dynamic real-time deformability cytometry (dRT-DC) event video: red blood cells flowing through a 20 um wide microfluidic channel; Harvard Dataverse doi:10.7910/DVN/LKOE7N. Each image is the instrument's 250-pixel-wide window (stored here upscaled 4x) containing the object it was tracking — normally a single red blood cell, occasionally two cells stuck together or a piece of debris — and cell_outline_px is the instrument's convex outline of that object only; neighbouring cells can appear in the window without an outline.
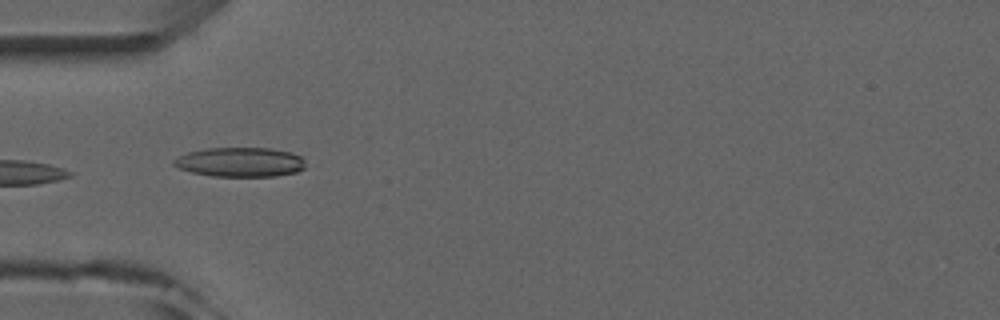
{"species": "common noctule bat (a hibernating species)", "species_latin": "Nyctalus noctula", "temperature_condition": "room temperature", "stored_images_in_passage": 8, "camera_frame_rate_fps": 3000, "um_per_image_px": 0.085, "animal": {"sex": "male", "forearm_length_mm": 52.5}, "frame": {"image": 1, "passage_image": 5, "time_ms": 4.667, "image_size_px": [1000, 320], "cell_outline_px": [[304, 168], [296, 172], [276, 176], [212, 176], [192, 172], [180, 168], [172, 164], [172, 160], [188, 152], [208, 148], [268, 148], [288, 152], [300, 156], [304, 160]], "centroid_in_image_um": [20.4, 13.78], "position_along_channel_um": 64.6, "area_um2": 22.37}}
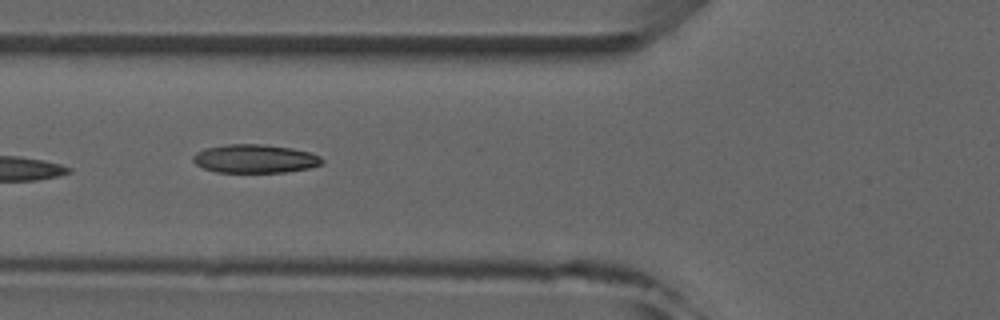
{"frame": {"image": 2, "passage_image": 6, "time_ms": 5.667, "image_size_px": [1000, 320], "cell_outline_px": [[324, 160], [320, 164], [308, 168], [284, 172], [216, 172], [204, 168], [196, 164], [192, 160], [192, 156], [196, 152], [204, 148], [228, 144], [264, 144], [292, 148], [308, 152], [320, 156]], "centroid_in_image_um": [21.63, 13.48], "position_along_channel_um": 104.2, "area_um2": 21.39}}
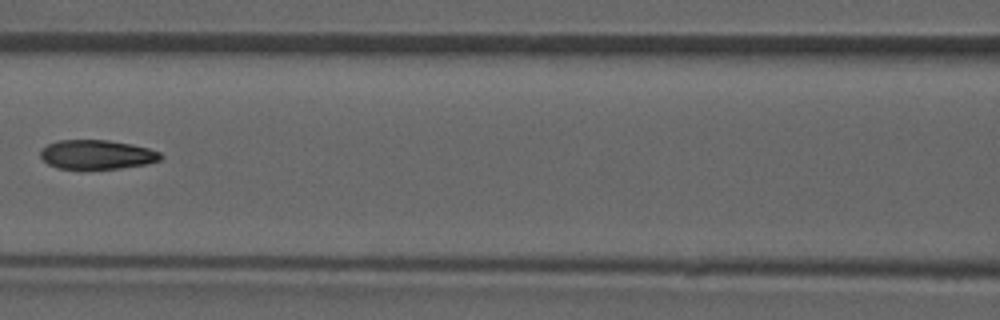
{"frame": {"image": 3, "passage_image": 7, "time_ms": 7.0, "image_size_px": [1000, 320], "cell_outline_px": [[164, 156], [160, 160], [148, 164], [120, 168], [56, 168], [48, 164], [40, 156], [40, 152], [48, 144], [60, 140], [108, 140], [132, 144], [148, 148], [160, 152]], "centroid_in_image_um": [8.27, 13.13], "position_along_channel_um": 158.3, "area_um2": 20.35}}